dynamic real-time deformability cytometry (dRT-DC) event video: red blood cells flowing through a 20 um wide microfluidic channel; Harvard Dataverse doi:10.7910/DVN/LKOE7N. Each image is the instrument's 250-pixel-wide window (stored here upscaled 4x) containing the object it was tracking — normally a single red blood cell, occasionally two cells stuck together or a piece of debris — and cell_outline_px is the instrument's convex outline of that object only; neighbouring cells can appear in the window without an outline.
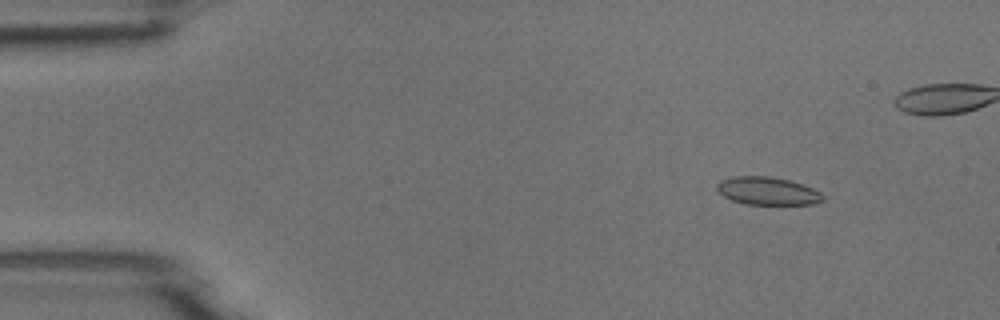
{"species": "common noctule bat (a hibernating species)", "species_latin": "Nyctalus noctula", "temperature_condition": "room temperature", "stored_images_in_passage": 5, "camera_frame_rate_fps": 3000, "um_per_image_px": 0.085, "animal": {"sex": "male", "body_mass_g": 18.8}, "frame": {"image": 1, "passage_image": 2, "time_ms": 1.333, "image_size_px": [1000, 320], "cell_outline_px": [[824, 200], [812, 204], [744, 204], [732, 200], [724, 196], [716, 188], [716, 184], [720, 180], [736, 176], [768, 176], [788, 180], [812, 188], [820, 192], [824, 196]], "centroid_in_image_um": [65.22, 16.23], "position_along_channel_um": 19.8, "area_um2": 17.05}}